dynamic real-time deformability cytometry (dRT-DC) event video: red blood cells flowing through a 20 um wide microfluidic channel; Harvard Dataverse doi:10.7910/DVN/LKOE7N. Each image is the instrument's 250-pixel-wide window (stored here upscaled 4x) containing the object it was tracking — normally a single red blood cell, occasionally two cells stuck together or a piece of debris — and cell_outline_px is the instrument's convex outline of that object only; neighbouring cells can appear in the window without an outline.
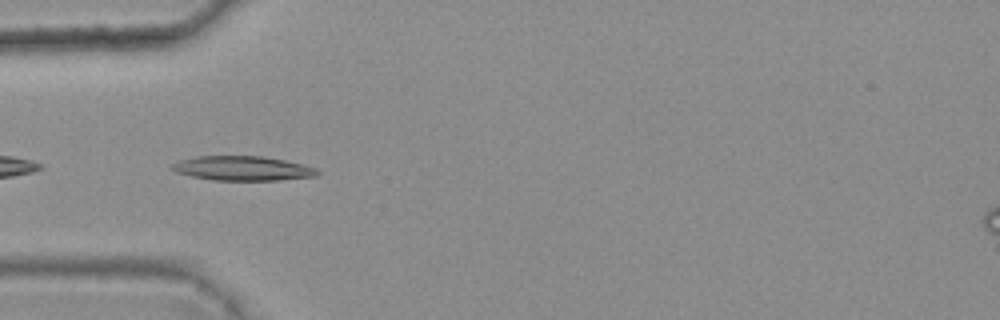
{"species": "common noctule bat (a hibernating species)", "species_latin": "Nyctalus noctula", "temperature_condition": "warm", "stored_images_in_passage": 5, "camera_frame_rate_fps": 3000, "um_per_image_px": 0.085, "animal": {"sex": "female", "body_mass_g": 25.1}, "frame": {"image": 1, "passage_image": 5, "time_ms": 1.333, "image_size_px": [1000, 320], "cell_outline_px": [[320, 172], [316, 176], [280, 180], [212, 180], [192, 176], [176, 172], [168, 168], [172, 164], [180, 160], [196, 156], [264, 156], [304, 164], [316, 168]], "centroid_in_image_um": [20.62, 14.3], "position_along_channel_um": 64.4, "area_um2": 20.81}}